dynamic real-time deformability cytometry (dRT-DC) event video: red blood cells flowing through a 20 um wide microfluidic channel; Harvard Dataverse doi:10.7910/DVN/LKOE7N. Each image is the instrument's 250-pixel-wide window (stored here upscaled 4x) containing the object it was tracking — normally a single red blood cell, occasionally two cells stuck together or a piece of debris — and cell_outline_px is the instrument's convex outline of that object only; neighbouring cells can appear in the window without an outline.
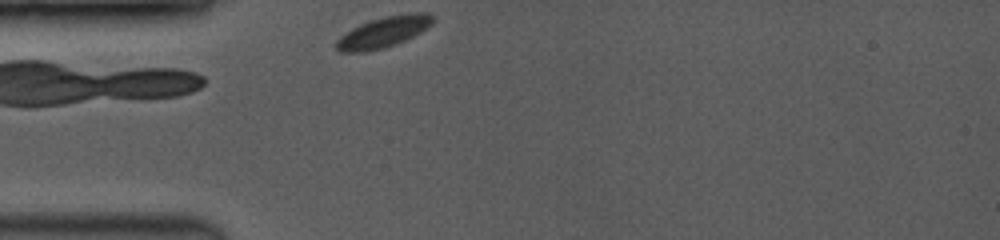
{"species": "common noctule bat (a hibernating species)", "species_latin": "Nyctalus noctula", "temperature_condition": "room temperature", "stored_images_in_passage": 35, "camera_frame_rate_fps": 3500, "um_per_image_px": 0.085, "animal": {"sex": "female", "body_mass_g": 19.0, "forearm_length_mm": 53.3}, "frame": {"image": 1, "passage_image": 1, "time_ms": 0.0, "image_size_px": [1000, 240], "cell_outline_px": [[436, 20], [432, 24], [420, 32], [396, 44], [384, 48], [364, 52], [340, 52], [336, 48], [336, 40], [340, 36], [352, 28], [360, 24], [384, 16], [412, 12], [428, 12]], "centroid_in_image_um": [32.61, 2.72], "position_along_channel_um": 52.4, "area_um2": 17.34}}
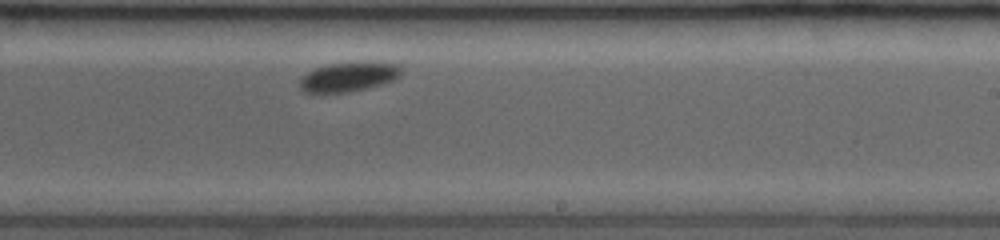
{"frame": {"image": 2, "passage_image": 21, "time_ms": 5.714, "image_size_px": [1000, 240], "cell_outline_px": [[400, 76], [384, 84], [348, 92], [320, 96], [304, 92], [300, 88], [300, 76], [316, 68], [328, 64], [400, 64]], "centroid_in_image_um": [29.5, 6.62], "position_along_channel_um": 259.5, "area_um2": 17.28}}
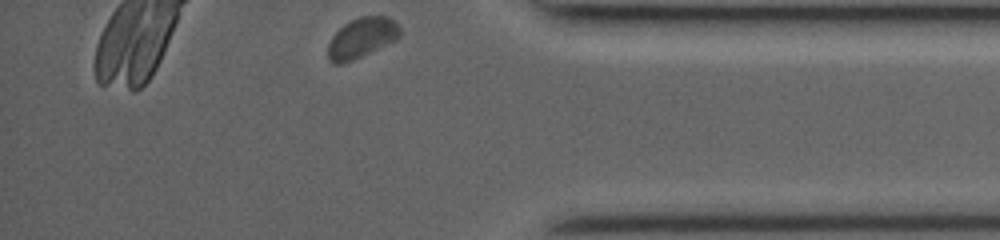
{"frame": {"image": 3, "passage_image": 35, "time_ms": 9.714, "image_size_px": [1000, 240], "cell_outline_px": [[400, 36], [396, 40], [352, 60], [340, 64], [332, 64], [328, 60], [328, 44], [332, 36], [344, 24], [360, 16], [388, 16], [396, 20], [400, 28]], "centroid_in_image_um": [30.75, 3.21], "position_along_channel_um": 404.4, "area_um2": 16.82}, "authors_computed_cell_mechanics": {"area_um2": 17.2822, "velocity_mm_per_s": 3.783, "shape_relaxation_time_tau1_ms": 1.3195, "shape_relaxation_time_tau2_ms": null, "deformation_change_tau1": 0.0472, "deformation_change_tau2": null}}